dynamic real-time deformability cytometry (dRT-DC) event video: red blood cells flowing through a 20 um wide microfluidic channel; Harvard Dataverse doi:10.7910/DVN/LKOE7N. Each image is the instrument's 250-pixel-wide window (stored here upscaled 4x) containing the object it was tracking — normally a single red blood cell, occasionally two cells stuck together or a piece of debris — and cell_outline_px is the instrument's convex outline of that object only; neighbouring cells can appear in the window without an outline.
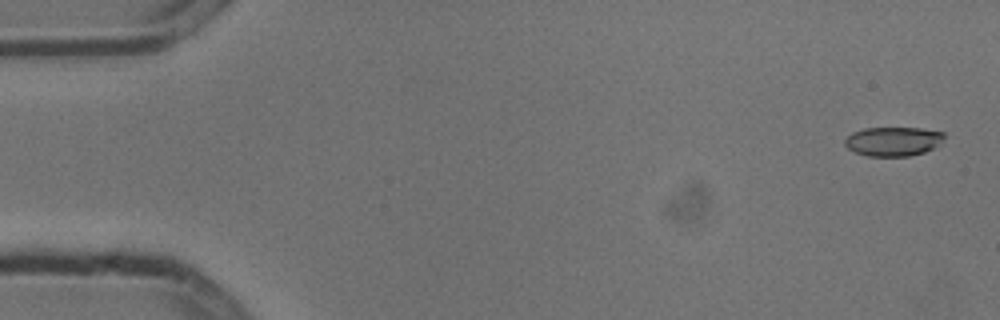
{"species": "common noctule bat (a hibernating species)", "species_latin": "Nyctalus noctula", "temperature_condition": "cold", "stored_images_in_passage": 4, "camera_frame_rate_fps": 3000, "um_per_image_px": 0.085, "animal": {"sex": "male", "body_mass_g": 13.3}, "frame": {"image": 1, "passage_image": 1, "time_ms": 0.0, "image_size_px": [1000, 320], "cell_outline_px": [[944, 136], [932, 148], [924, 152], [908, 156], [868, 156], [856, 152], [848, 148], [844, 144], [844, 140], [852, 132], [864, 128], [920, 128], [944, 132]], "centroid_in_image_um": [75.87, 12.01], "position_along_channel_um": 9.1, "area_um2": 16.65}}
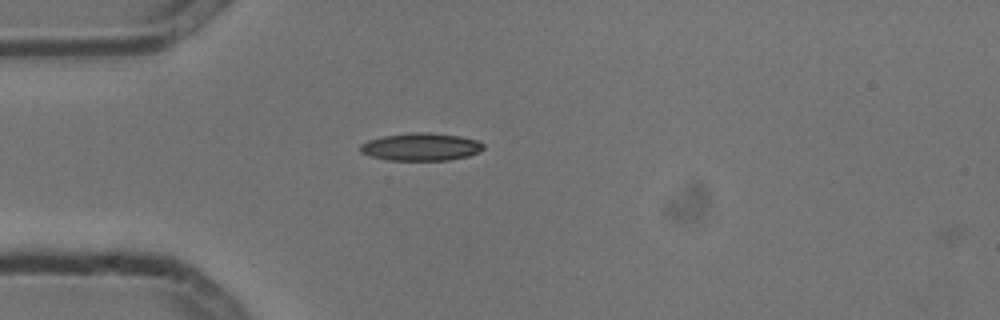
{"frame": {"image": 2, "passage_image": 4, "time_ms": 1.0, "image_size_px": [1000, 320], "cell_outline_px": [[484, 148], [468, 156], [448, 160], [388, 160], [372, 156], [360, 152], [360, 144], [368, 140], [384, 136], [412, 132], [428, 132], [460, 136], [480, 140], [484, 144]], "centroid_in_image_um": [35.79, 12.47], "position_along_channel_um": 49.2, "area_um2": 19.83}}